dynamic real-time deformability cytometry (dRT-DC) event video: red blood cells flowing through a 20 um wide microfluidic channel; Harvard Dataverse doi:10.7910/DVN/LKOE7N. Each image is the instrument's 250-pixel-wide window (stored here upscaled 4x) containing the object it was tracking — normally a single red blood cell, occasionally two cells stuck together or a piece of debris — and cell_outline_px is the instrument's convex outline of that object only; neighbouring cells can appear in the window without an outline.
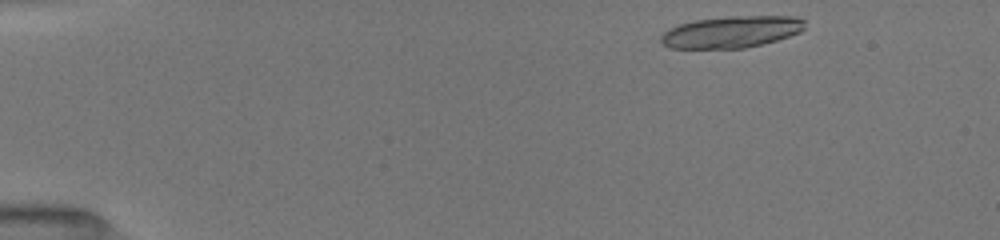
{"species": "common noctule bat (a hibernating species)", "species_latin": "Nyctalus noctula", "temperature_condition": "room temperature", "stored_images_in_passage": 14, "camera_frame_rate_fps": 3000, "um_per_image_px": 0.085, "animal": {"sex": "female", "body_mass_g": 19.5, "forearm_length_mm": 54.1}, "frame": {"image": 1, "passage_image": 2, "time_ms": 0.333, "image_size_px": [1000, 240], "cell_outline_px": [[804, 28], [800, 32], [776, 40], [744, 48], [668, 48], [660, 40], [660, 36], [668, 28], [692, 20], [732, 16], [796, 16], [804, 20]], "centroid_in_image_um": [62.14, 2.7], "position_along_channel_um": 22.9, "area_um2": 26.53}}